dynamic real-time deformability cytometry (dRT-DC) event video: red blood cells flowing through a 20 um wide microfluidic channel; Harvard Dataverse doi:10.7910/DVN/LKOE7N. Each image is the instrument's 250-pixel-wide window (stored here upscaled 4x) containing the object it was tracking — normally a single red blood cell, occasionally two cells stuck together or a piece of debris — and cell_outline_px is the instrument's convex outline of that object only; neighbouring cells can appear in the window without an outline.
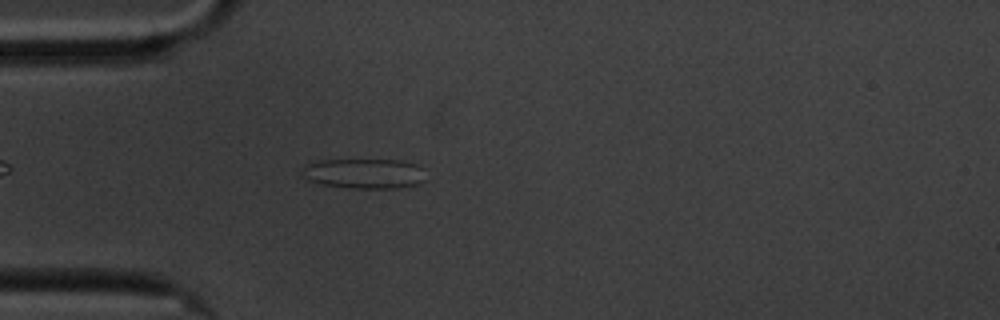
{"species": "common noctule bat (a hibernating species)", "species_latin": "Nyctalus noctula", "temperature_condition": "cold", "stored_images_in_passage": 48, "camera_frame_rate_fps": 3000, "um_per_image_px": 0.085, "animal": {"sex": "male", "body_mass_g": 20.1, "forearm_length_mm": 53.5}, "frame": {"image": 1, "passage_image": 6, "time_ms": 1.667, "image_size_px": [1000, 320], "cell_outline_px": [[424, 180], [420, 184], [396, 188], [352, 188], [324, 184], [308, 180], [300, 176], [304, 164], [316, 160], [400, 160], [416, 164], [420, 168]], "centroid_in_image_um": [30.89, 14.74], "position_along_channel_um": 54.1, "area_um2": 21.62}}
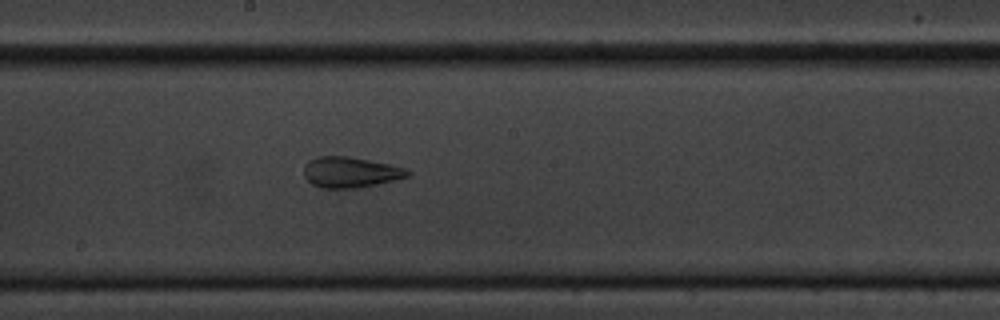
{"frame": {"image": 2, "passage_image": 21, "time_ms": 6.667, "image_size_px": [1000, 320], "cell_outline_px": [[412, 172], [408, 176], [376, 184], [352, 188], [320, 188], [312, 184], [304, 176], [304, 164], [308, 160], [316, 156], [348, 156], [408, 168]], "centroid_in_image_um": [29.75, 14.63], "position_along_channel_um": 218.5, "area_um2": 18.5}}
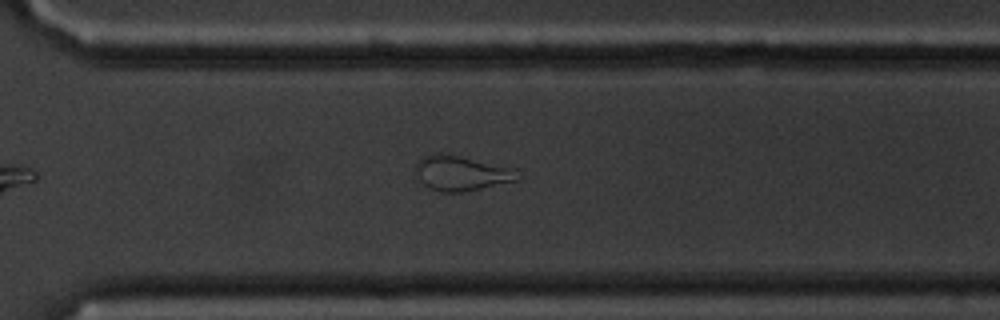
{"frame": {"image": 3, "passage_image": 31, "time_ms": 10.0, "image_size_px": [1000, 320], "cell_outline_px": [[524, 180], [460, 192], [436, 192], [428, 188], [416, 176], [416, 164], [424, 156], [432, 152], [460, 156], [512, 168]], "centroid_in_image_um": [39.22, 14.74], "position_along_channel_um": 331.4, "area_um2": 20.81}, "authors_computed_cell_mechanics": {"area_um2": 20.519, "velocity_mm_per_s": 3.4091, "shape_relaxation_time_tau1_ms": null, "shape_relaxation_time_tau2_ms": 1.3414, "deformation_change_tau1": null, "deformation_change_tau2": 0.0839}}